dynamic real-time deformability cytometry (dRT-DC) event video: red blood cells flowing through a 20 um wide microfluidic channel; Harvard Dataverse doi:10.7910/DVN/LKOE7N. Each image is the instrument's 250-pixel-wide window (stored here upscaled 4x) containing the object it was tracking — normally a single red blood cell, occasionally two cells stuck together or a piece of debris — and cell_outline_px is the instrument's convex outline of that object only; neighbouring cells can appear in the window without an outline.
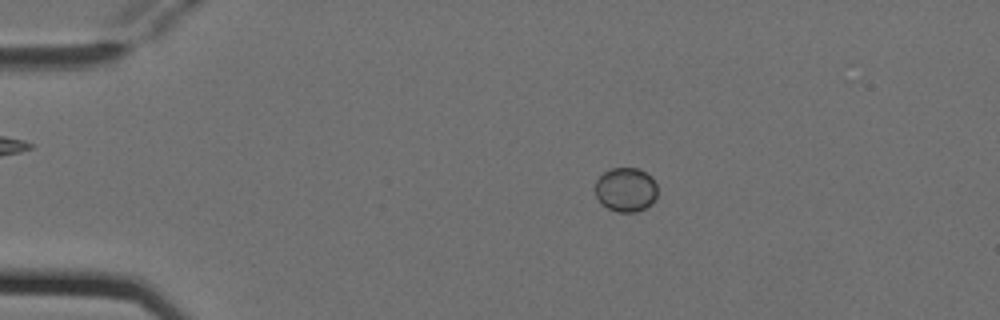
{"species": "Egyptian fruit bat (a non-hibernating species)", "species_latin": "Rousettus aegyptiacus", "temperature_condition": "cold", "stored_images_in_passage": 5, "camera_frame_rate_fps": 3000, "um_per_image_px": 0.085, "animal": {"sex": "female"}, "frame": {"image": 1, "passage_image": 3, "time_ms": 0.667, "image_size_px": [1000, 320], "cell_outline_px": [[656, 196], [652, 204], [636, 212], [616, 212], [608, 208], [596, 196], [596, 180], [604, 172], [612, 168], [636, 168], [652, 176], [656, 184]], "centroid_in_image_um": [53.21, 16.12], "position_along_channel_um": 31.8, "area_um2": 15.9}}
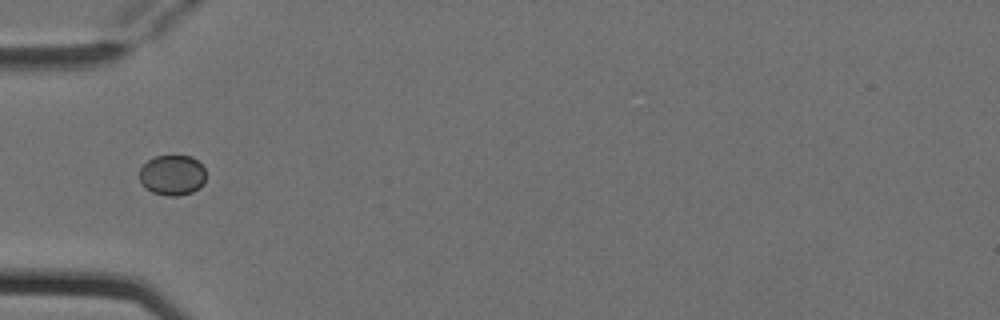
{"frame": {"image": 2, "passage_image": 5, "time_ms": 1.333, "image_size_px": [1000, 320], "cell_outline_px": [[204, 184], [200, 188], [192, 192], [176, 196], [168, 196], [152, 192], [140, 180], [140, 168], [148, 160], [156, 156], [192, 156], [204, 168]], "centroid_in_image_um": [14.66, 14.89], "position_along_channel_um": 70.3, "area_um2": 15.43}}